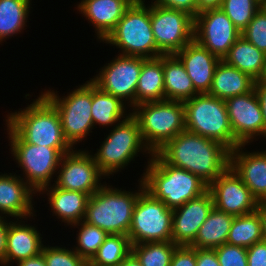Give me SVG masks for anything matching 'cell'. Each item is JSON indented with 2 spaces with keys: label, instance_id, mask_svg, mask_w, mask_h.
<instances>
[{
  "label": "cell",
  "instance_id": "6da1fadb",
  "mask_svg": "<svg viewBox=\"0 0 266 266\" xmlns=\"http://www.w3.org/2000/svg\"><path fill=\"white\" fill-rule=\"evenodd\" d=\"M165 163L185 169L208 186L230 166V150L201 135L182 131L155 152Z\"/></svg>",
  "mask_w": 266,
  "mask_h": 266
},
{
  "label": "cell",
  "instance_id": "7a4b0ae2",
  "mask_svg": "<svg viewBox=\"0 0 266 266\" xmlns=\"http://www.w3.org/2000/svg\"><path fill=\"white\" fill-rule=\"evenodd\" d=\"M145 171L141 179L145 190L171 209L208 191V185L196 175L165 163L156 153L151 155Z\"/></svg>",
  "mask_w": 266,
  "mask_h": 266
},
{
  "label": "cell",
  "instance_id": "3957f363",
  "mask_svg": "<svg viewBox=\"0 0 266 266\" xmlns=\"http://www.w3.org/2000/svg\"><path fill=\"white\" fill-rule=\"evenodd\" d=\"M25 109L7 115L8 124L25 142L51 148H72L64 138L55 106L41 95Z\"/></svg>",
  "mask_w": 266,
  "mask_h": 266
},
{
  "label": "cell",
  "instance_id": "277c9868",
  "mask_svg": "<svg viewBox=\"0 0 266 266\" xmlns=\"http://www.w3.org/2000/svg\"><path fill=\"white\" fill-rule=\"evenodd\" d=\"M138 192H129L120 188H111L107 184L92 194L87 202L84 221L99 227L108 235L129 233L133 210L139 194L145 189L139 181ZM140 191V192H139Z\"/></svg>",
  "mask_w": 266,
  "mask_h": 266
},
{
  "label": "cell",
  "instance_id": "5b68a950",
  "mask_svg": "<svg viewBox=\"0 0 266 266\" xmlns=\"http://www.w3.org/2000/svg\"><path fill=\"white\" fill-rule=\"evenodd\" d=\"M134 0L116 27L103 40L122 50L120 55L156 58L163 55L156 46L151 26V6Z\"/></svg>",
  "mask_w": 266,
  "mask_h": 266
},
{
  "label": "cell",
  "instance_id": "8992f818",
  "mask_svg": "<svg viewBox=\"0 0 266 266\" xmlns=\"http://www.w3.org/2000/svg\"><path fill=\"white\" fill-rule=\"evenodd\" d=\"M133 110L131 114L138 121L142 139L152 153L185 130L184 102H146Z\"/></svg>",
  "mask_w": 266,
  "mask_h": 266
},
{
  "label": "cell",
  "instance_id": "52a82bcc",
  "mask_svg": "<svg viewBox=\"0 0 266 266\" xmlns=\"http://www.w3.org/2000/svg\"><path fill=\"white\" fill-rule=\"evenodd\" d=\"M185 130L215 140L230 151L235 137L225 101L208 93L197 94L184 102Z\"/></svg>",
  "mask_w": 266,
  "mask_h": 266
},
{
  "label": "cell",
  "instance_id": "ba28073f",
  "mask_svg": "<svg viewBox=\"0 0 266 266\" xmlns=\"http://www.w3.org/2000/svg\"><path fill=\"white\" fill-rule=\"evenodd\" d=\"M102 143L92 156L104 177L127 166L140 150L153 155L142 139L138 121L131 113L113 127Z\"/></svg>",
  "mask_w": 266,
  "mask_h": 266
},
{
  "label": "cell",
  "instance_id": "9c48e42d",
  "mask_svg": "<svg viewBox=\"0 0 266 266\" xmlns=\"http://www.w3.org/2000/svg\"><path fill=\"white\" fill-rule=\"evenodd\" d=\"M11 152L25 173L23 178L36 193L50 186L51 178L60 168L62 156L72 148H51L25 142L8 124ZM56 170V171H55Z\"/></svg>",
  "mask_w": 266,
  "mask_h": 266
},
{
  "label": "cell",
  "instance_id": "30bf717a",
  "mask_svg": "<svg viewBox=\"0 0 266 266\" xmlns=\"http://www.w3.org/2000/svg\"><path fill=\"white\" fill-rule=\"evenodd\" d=\"M42 94L57 109L64 138L74 148V144L82 142L94 127L91 115L92 81H86L62 99L51 89Z\"/></svg>",
  "mask_w": 266,
  "mask_h": 266
},
{
  "label": "cell",
  "instance_id": "8fae6325",
  "mask_svg": "<svg viewBox=\"0 0 266 266\" xmlns=\"http://www.w3.org/2000/svg\"><path fill=\"white\" fill-rule=\"evenodd\" d=\"M172 216L173 209L144 189L136 201L128 233L132 245L172 241Z\"/></svg>",
  "mask_w": 266,
  "mask_h": 266
},
{
  "label": "cell",
  "instance_id": "7c38bea8",
  "mask_svg": "<svg viewBox=\"0 0 266 266\" xmlns=\"http://www.w3.org/2000/svg\"><path fill=\"white\" fill-rule=\"evenodd\" d=\"M151 26L157 49L163 55L180 51L194 39V17L151 2Z\"/></svg>",
  "mask_w": 266,
  "mask_h": 266
},
{
  "label": "cell",
  "instance_id": "4fadbf2b",
  "mask_svg": "<svg viewBox=\"0 0 266 266\" xmlns=\"http://www.w3.org/2000/svg\"><path fill=\"white\" fill-rule=\"evenodd\" d=\"M146 58L139 56L118 57L104 65L98 75L90 80L102 91L107 92L122 102L130 103V107H135V91L142 69V63Z\"/></svg>",
  "mask_w": 266,
  "mask_h": 266
},
{
  "label": "cell",
  "instance_id": "5bb4252c",
  "mask_svg": "<svg viewBox=\"0 0 266 266\" xmlns=\"http://www.w3.org/2000/svg\"><path fill=\"white\" fill-rule=\"evenodd\" d=\"M240 36L221 8L205 10L194 17V39L221 60Z\"/></svg>",
  "mask_w": 266,
  "mask_h": 266
},
{
  "label": "cell",
  "instance_id": "9a60e30c",
  "mask_svg": "<svg viewBox=\"0 0 266 266\" xmlns=\"http://www.w3.org/2000/svg\"><path fill=\"white\" fill-rule=\"evenodd\" d=\"M59 166H61L59 175L54 181L58 188L80 191L90 197L103 186L100 179L104 175L88 151L72 149L62 156Z\"/></svg>",
  "mask_w": 266,
  "mask_h": 266
},
{
  "label": "cell",
  "instance_id": "2e32d148",
  "mask_svg": "<svg viewBox=\"0 0 266 266\" xmlns=\"http://www.w3.org/2000/svg\"><path fill=\"white\" fill-rule=\"evenodd\" d=\"M225 105L235 137V148L247 145L253 138L256 139L255 136L262 135L266 139V127L255 89L227 99Z\"/></svg>",
  "mask_w": 266,
  "mask_h": 266
},
{
  "label": "cell",
  "instance_id": "e0dca14e",
  "mask_svg": "<svg viewBox=\"0 0 266 266\" xmlns=\"http://www.w3.org/2000/svg\"><path fill=\"white\" fill-rule=\"evenodd\" d=\"M208 191L217 210L234 217L256 211L258 201L231 166L208 186Z\"/></svg>",
  "mask_w": 266,
  "mask_h": 266
},
{
  "label": "cell",
  "instance_id": "ac0fdd59",
  "mask_svg": "<svg viewBox=\"0 0 266 266\" xmlns=\"http://www.w3.org/2000/svg\"><path fill=\"white\" fill-rule=\"evenodd\" d=\"M213 198L209 191L173 209L172 241L176 245L190 246L213 209Z\"/></svg>",
  "mask_w": 266,
  "mask_h": 266
},
{
  "label": "cell",
  "instance_id": "d6986e66",
  "mask_svg": "<svg viewBox=\"0 0 266 266\" xmlns=\"http://www.w3.org/2000/svg\"><path fill=\"white\" fill-rule=\"evenodd\" d=\"M184 64L198 94L208 93L216 66L221 61L195 39L175 54Z\"/></svg>",
  "mask_w": 266,
  "mask_h": 266
},
{
  "label": "cell",
  "instance_id": "ffe728a7",
  "mask_svg": "<svg viewBox=\"0 0 266 266\" xmlns=\"http://www.w3.org/2000/svg\"><path fill=\"white\" fill-rule=\"evenodd\" d=\"M243 147L238 145L230 151V166L258 202L266 201V150L250 153L242 151Z\"/></svg>",
  "mask_w": 266,
  "mask_h": 266
},
{
  "label": "cell",
  "instance_id": "44dd1931",
  "mask_svg": "<svg viewBox=\"0 0 266 266\" xmlns=\"http://www.w3.org/2000/svg\"><path fill=\"white\" fill-rule=\"evenodd\" d=\"M35 192L21 176L1 174L0 213L22 220L33 216L32 196Z\"/></svg>",
  "mask_w": 266,
  "mask_h": 266
},
{
  "label": "cell",
  "instance_id": "7402d4cb",
  "mask_svg": "<svg viewBox=\"0 0 266 266\" xmlns=\"http://www.w3.org/2000/svg\"><path fill=\"white\" fill-rule=\"evenodd\" d=\"M134 0H82L78 10L96 28L97 38L103 41L116 27Z\"/></svg>",
  "mask_w": 266,
  "mask_h": 266
},
{
  "label": "cell",
  "instance_id": "603a6c76",
  "mask_svg": "<svg viewBox=\"0 0 266 266\" xmlns=\"http://www.w3.org/2000/svg\"><path fill=\"white\" fill-rule=\"evenodd\" d=\"M18 221L17 219L16 222H9L5 265L37 256L42 252L44 246L37 228L21 223L22 220Z\"/></svg>",
  "mask_w": 266,
  "mask_h": 266
},
{
  "label": "cell",
  "instance_id": "cb8c5ba5",
  "mask_svg": "<svg viewBox=\"0 0 266 266\" xmlns=\"http://www.w3.org/2000/svg\"><path fill=\"white\" fill-rule=\"evenodd\" d=\"M48 191L47 196L52 211L58 219L67 225H72L84 220L89 196L80 191H68L58 188L56 185L46 186L39 192Z\"/></svg>",
  "mask_w": 266,
  "mask_h": 266
},
{
  "label": "cell",
  "instance_id": "d4e9b609",
  "mask_svg": "<svg viewBox=\"0 0 266 266\" xmlns=\"http://www.w3.org/2000/svg\"><path fill=\"white\" fill-rule=\"evenodd\" d=\"M255 82L249 75L221 60L215 68L208 94L226 101L251 92Z\"/></svg>",
  "mask_w": 266,
  "mask_h": 266
},
{
  "label": "cell",
  "instance_id": "484cf974",
  "mask_svg": "<svg viewBox=\"0 0 266 266\" xmlns=\"http://www.w3.org/2000/svg\"><path fill=\"white\" fill-rule=\"evenodd\" d=\"M222 60L249 75L255 81L263 79L266 54L242 35L234 42Z\"/></svg>",
  "mask_w": 266,
  "mask_h": 266
},
{
  "label": "cell",
  "instance_id": "4316f807",
  "mask_svg": "<svg viewBox=\"0 0 266 266\" xmlns=\"http://www.w3.org/2000/svg\"><path fill=\"white\" fill-rule=\"evenodd\" d=\"M165 100L185 102L198 93L184 64L175 55H163Z\"/></svg>",
  "mask_w": 266,
  "mask_h": 266
},
{
  "label": "cell",
  "instance_id": "83f0119b",
  "mask_svg": "<svg viewBox=\"0 0 266 266\" xmlns=\"http://www.w3.org/2000/svg\"><path fill=\"white\" fill-rule=\"evenodd\" d=\"M165 100L163 55L156 58H146L135 91V106Z\"/></svg>",
  "mask_w": 266,
  "mask_h": 266
},
{
  "label": "cell",
  "instance_id": "f1b7e54d",
  "mask_svg": "<svg viewBox=\"0 0 266 266\" xmlns=\"http://www.w3.org/2000/svg\"><path fill=\"white\" fill-rule=\"evenodd\" d=\"M234 216L217 210L215 207L199 228L195 241L190 245L194 248L214 249L226 243Z\"/></svg>",
  "mask_w": 266,
  "mask_h": 266
},
{
  "label": "cell",
  "instance_id": "f546056e",
  "mask_svg": "<svg viewBox=\"0 0 266 266\" xmlns=\"http://www.w3.org/2000/svg\"><path fill=\"white\" fill-rule=\"evenodd\" d=\"M119 98L102 91L98 86L92 82V107L91 115L93 125L99 124L100 126H113L115 123L120 122L122 118L128 116L126 108Z\"/></svg>",
  "mask_w": 266,
  "mask_h": 266
},
{
  "label": "cell",
  "instance_id": "4dcf8cb0",
  "mask_svg": "<svg viewBox=\"0 0 266 266\" xmlns=\"http://www.w3.org/2000/svg\"><path fill=\"white\" fill-rule=\"evenodd\" d=\"M30 0H0V42L20 33L26 25Z\"/></svg>",
  "mask_w": 266,
  "mask_h": 266
},
{
  "label": "cell",
  "instance_id": "1f68e13d",
  "mask_svg": "<svg viewBox=\"0 0 266 266\" xmlns=\"http://www.w3.org/2000/svg\"><path fill=\"white\" fill-rule=\"evenodd\" d=\"M262 240L261 220L256 211L234 217L226 243L248 248Z\"/></svg>",
  "mask_w": 266,
  "mask_h": 266
},
{
  "label": "cell",
  "instance_id": "d6a6232c",
  "mask_svg": "<svg viewBox=\"0 0 266 266\" xmlns=\"http://www.w3.org/2000/svg\"><path fill=\"white\" fill-rule=\"evenodd\" d=\"M131 253L132 243L127 235L110 234L89 263L93 266H118Z\"/></svg>",
  "mask_w": 266,
  "mask_h": 266
},
{
  "label": "cell",
  "instance_id": "836d02e7",
  "mask_svg": "<svg viewBox=\"0 0 266 266\" xmlns=\"http://www.w3.org/2000/svg\"><path fill=\"white\" fill-rule=\"evenodd\" d=\"M178 245L173 241H156L132 245V254L141 266H170Z\"/></svg>",
  "mask_w": 266,
  "mask_h": 266
},
{
  "label": "cell",
  "instance_id": "e575fe53",
  "mask_svg": "<svg viewBox=\"0 0 266 266\" xmlns=\"http://www.w3.org/2000/svg\"><path fill=\"white\" fill-rule=\"evenodd\" d=\"M80 224V225H79ZM81 226L78 236V246L74 251L87 262L98 252L99 247L103 244L108 234L99 227L91 225L84 220L72 224V226Z\"/></svg>",
  "mask_w": 266,
  "mask_h": 266
},
{
  "label": "cell",
  "instance_id": "d590c367",
  "mask_svg": "<svg viewBox=\"0 0 266 266\" xmlns=\"http://www.w3.org/2000/svg\"><path fill=\"white\" fill-rule=\"evenodd\" d=\"M262 5L261 0H223L220 8L242 32Z\"/></svg>",
  "mask_w": 266,
  "mask_h": 266
},
{
  "label": "cell",
  "instance_id": "8d00e7d4",
  "mask_svg": "<svg viewBox=\"0 0 266 266\" xmlns=\"http://www.w3.org/2000/svg\"><path fill=\"white\" fill-rule=\"evenodd\" d=\"M72 248L43 246L42 253L47 266H86L87 261Z\"/></svg>",
  "mask_w": 266,
  "mask_h": 266
},
{
  "label": "cell",
  "instance_id": "74e56055",
  "mask_svg": "<svg viewBox=\"0 0 266 266\" xmlns=\"http://www.w3.org/2000/svg\"><path fill=\"white\" fill-rule=\"evenodd\" d=\"M241 35L266 54V8L263 5Z\"/></svg>",
  "mask_w": 266,
  "mask_h": 266
},
{
  "label": "cell",
  "instance_id": "f35d334b",
  "mask_svg": "<svg viewBox=\"0 0 266 266\" xmlns=\"http://www.w3.org/2000/svg\"><path fill=\"white\" fill-rule=\"evenodd\" d=\"M214 249L220 266H248L247 248L224 243Z\"/></svg>",
  "mask_w": 266,
  "mask_h": 266
},
{
  "label": "cell",
  "instance_id": "ab89813d",
  "mask_svg": "<svg viewBox=\"0 0 266 266\" xmlns=\"http://www.w3.org/2000/svg\"><path fill=\"white\" fill-rule=\"evenodd\" d=\"M170 266H196V248L178 245L172 255Z\"/></svg>",
  "mask_w": 266,
  "mask_h": 266
},
{
  "label": "cell",
  "instance_id": "60d3db41",
  "mask_svg": "<svg viewBox=\"0 0 266 266\" xmlns=\"http://www.w3.org/2000/svg\"><path fill=\"white\" fill-rule=\"evenodd\" d=\"M248 266H266V241L254 243L247 248Z\"/></svg>",
  "mask_w": 266,
  "mask_h": 266
},
{
  "label": "cell",
  "instance_id": "b9f144b4",
  "mask_svg": "<svg viewBox=\"0 0 266 266\" xmlns=\"http://www.w3.org/2000/svg\"><path fill=\"white\" fill-rule=\"evenodd\" d=\"M153 3L164 8L185 11L193 17L197 15L196 0H155Z\"/></svg>",
  "mask_w": 266,
  "mask_h": 266
},
{
  "label": "cell",
  "instance_id": "7bdbcfd3",
  "mask_svg": "<svg viewBox=\"0 0 266 266\" xmlns=\"http://www.w3.org/2000/svg\"><path fill=\"white\" fill-rule=\"evenodd\" d=\"M196 266H220L215 249L196 248Z\"/></svg>",
  "mask_w": 266,
  "mask_h": 266
},
{
  "label": "cell",
  "instance_id": "ee69618b",
  "mask_svg": "<svg viewBox=\"0 0 266 266\" xmlns=\"http://www.w3.org/2000/svg\"><path fill=\"white\" fill-rule=\"evenodd\" d=\"M0 215V264L5 266V253L7 248V232L9 223ZM6 221V222H5Z\"/></svg>",
  "mask_w": 266,
  "mask_h": 266
},
{
  "label": "cell",
  "instance_id": "f6af8a7d",
  "mask_svg": "<svg viewBox=\"0 0 266 266\" xmlns=\"http://www.w3.org/2000/svg\"><path fill=\"white\" fill-rule=\"evenodd\" d=\"M254 89L258 95V100L261 106L263 120L266 127V80H259L255 82Z\"/></svg>",
  "mask_w": 266,
  "mask_h": 266
},
{
  "label": "cell",
  "instance_id": "bcb514c9",
  "mask_svg": "<svg viewBox=\"0 0 266 266\" xmlns=\"http://www.w3.org/2000/svg\"><path fill=\"white\" fill-rule=\"evenodd\" d=\"M223 0H196L197 14L209 9H219Z\"/></svg>",
  "mask_w": 266,
  "mask_h": 266
},
{
  "label": "cell",
  "instance_id": "7dc6e473",
  "mask_svg": "<svg viewBox=\"0 0 266 266\" xmlns=\"http://www.w3.org/2000/svg\"><path fill=\"white\" fill-rule=\"evenodd\" d=\"M17 266H47L43 253L39 255L21 260L17 263Z\"/></svg>",
  "mask_w": 266,
  "mask_h": 266
},
{
  "label": "cell",
  "instance_id": "c3c4849f",
  "mask_svg": "<svg viewBox=\"0 0 266 266\" xmlns=\"http://www.w3.org/2000/svg\"><path fill=\"white\" fill-rule=\"evenodd\" d=\"M256 212L261 220L263 240L266 241V201L258 202Z\"/></svg>",
  "mask_w": 266,
  "mask_h": 266
},
{
  "label": "cell",
  "instance_id": "681fc988",
  "mask_svg": "<svg viewBox=\"0 0 266 266\" xmlns=\"http://www.w3.org/2000/svg\"><path fill=\"white\" fill-rule=\"evenodd\" d=\"M118 266H141L136 257L131 253Z\"/></svg>",
  "mask_w": 266,
  "mask_h": 266
},
{
  "label": "cell",
  "instance_id": "f907efd6",
  "mask_svg": "<svg viewBox=\"0 0 266 266\" xmlns=\"http://www.w3.org/2000/svg\"><path fill=\"white\" fill-rule=\"evenodd\" d=\"M263 80H266V67H265V72H264V75H263Z\"/></svg>",
  "mask_w": 266,
  "mask_h": 266
},
{
  "label": "cell",
  "instance_id": "816d5d0a",
  "mask_svg": "<svg viewBox=\"0 0 266 266\" xmlns=\"http://www.w3.org/2000/svg\"><path fill=\"white\" fill-rule=\"evenodd\" d=\"M86 266H93L92 264H90L89 262H87Z\"/></svg>",
  "mask_w": 266,
  "mask_h": 266
}]
</instances>
